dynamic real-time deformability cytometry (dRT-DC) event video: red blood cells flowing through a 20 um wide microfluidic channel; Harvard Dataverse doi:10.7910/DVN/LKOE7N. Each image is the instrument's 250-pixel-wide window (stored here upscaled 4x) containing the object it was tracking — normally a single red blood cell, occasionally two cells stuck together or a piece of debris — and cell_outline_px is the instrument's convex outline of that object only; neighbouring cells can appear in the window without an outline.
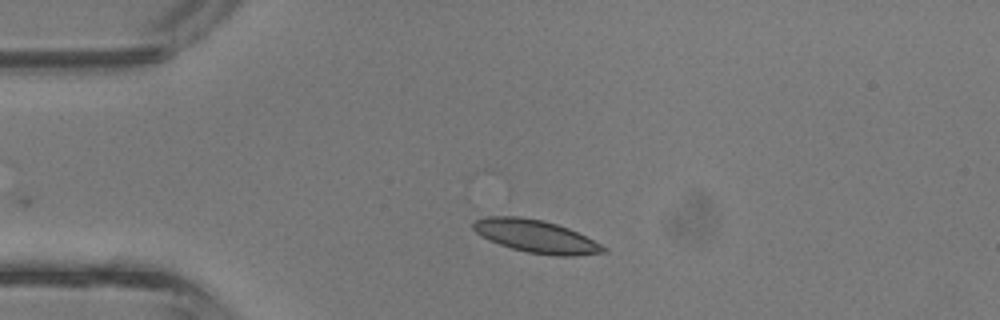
{"species": "common noctule bat (a hibernating species)", "species_latin": "Nyctalus noctula", "temperature_condition": "room temperature", "stored_images_in_passage": 3, "camera_frame_rate_fps": 3000, "um_per_image_px": 0.085, "animal": {"sex": "male", "body_mass_g": 13.3}, "frame": {"image": 1, "passage_image": 2, "time_ms": 0.333, "image_size_px": [1000, 320], "cell_outline_px": [[608, 252], [572, 256], [556, 256], [528, 252], [512, 248], [488, 240], [480, 236], [472, 228], [472, 224], [476, 220], [488, 216], [520, 216], [544, 220], [568, 228], [608, 248]], "centroid_in_image_um": [45.54, 20.08], "position_along_channel_um": 39.5, "area_um2": 24.74}}